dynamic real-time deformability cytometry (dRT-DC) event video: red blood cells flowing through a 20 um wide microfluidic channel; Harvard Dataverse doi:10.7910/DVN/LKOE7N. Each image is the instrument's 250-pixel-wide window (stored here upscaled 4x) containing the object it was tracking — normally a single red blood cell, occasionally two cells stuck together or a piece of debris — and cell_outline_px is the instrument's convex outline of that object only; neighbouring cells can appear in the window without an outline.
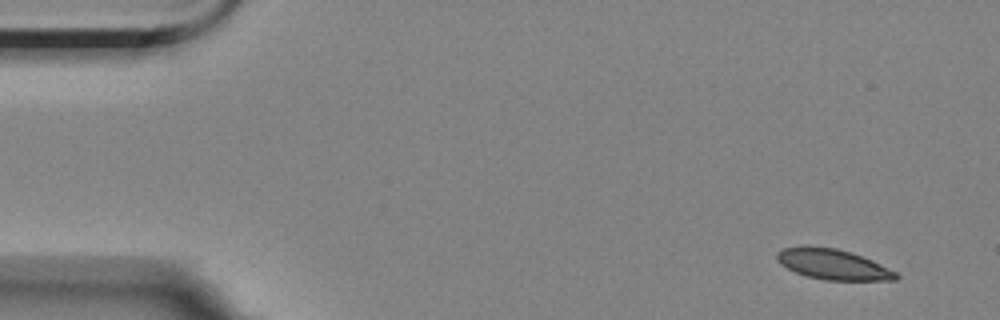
{"species": "Egyptian fruit bat (a non-hibernating species)", "species_latin": "Rousettus aegyptiacus", "temperature_condition": "room temperature", "stored_images_in_passage": 3, "camera_frame_rate_fps": 3000, "um_per_image_px": 0.085, "animal": {"sex": "female"}, "frame": {"image": 1, "passage_image": 1, "time_ms": 0.0, "image_size_px": [1000, 320], "cell_outline_px": [[900, 276], [896, 280], [824, 280], [808, 276], [796, 272], [780, 264], [776, 260], [776, 252], [784, 248], [804, 244], [808, 244], [836, 248], [852, 252], [872, 260], [896, 272]], "centroid_in_image_um": [70.76, 22.44], "position_along_channel_um": 14.2, "area_um2": 21.39}}